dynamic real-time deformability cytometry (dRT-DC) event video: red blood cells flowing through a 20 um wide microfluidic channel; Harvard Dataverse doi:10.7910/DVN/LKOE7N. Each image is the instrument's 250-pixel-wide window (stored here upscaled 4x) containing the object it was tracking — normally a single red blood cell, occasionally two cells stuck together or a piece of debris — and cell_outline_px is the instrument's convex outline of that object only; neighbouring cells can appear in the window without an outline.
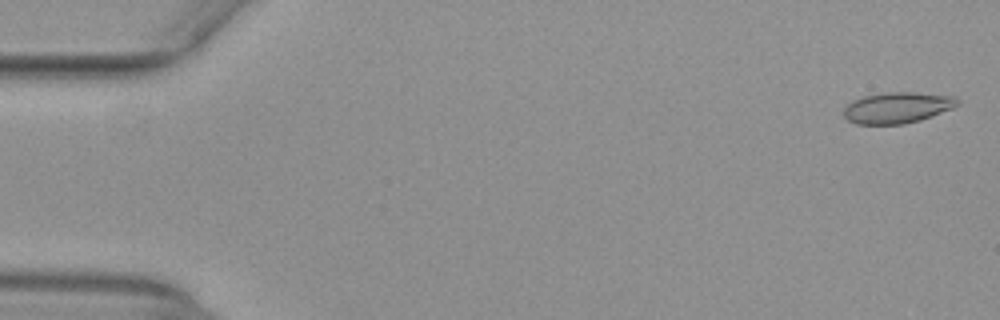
{"species": "common noctule bat (a hibernating species)", "species_latin": "Nyctalus noctula", "temperature_condition": "warm", "stored_images_in_passage": 53, "camera_frame_rate_fps": 3000, "um_per_image_px": 0.085, "animal": {"sex": "female", "body_mass_g": 29.2, "forearm_length_mm": 56.3}, "frame": {"image": 1, "passage_image": 2, "time_ms": 0.333, "image_size_px": [1000, 320], "cell_outline_px": [[960, 104], [952, 108], [932, 116], [920, 120], [904, 124], [856, 124], [848, 120], [844, 116], [844, 108], [852, 100], [864, 96], [884, 92], [916, 92], [956, 96], [960, 100]], "centroid_in_image_um": [76.3, 9.14], "position_along_channel_um": 8.7, "area_um2": 20.75}}
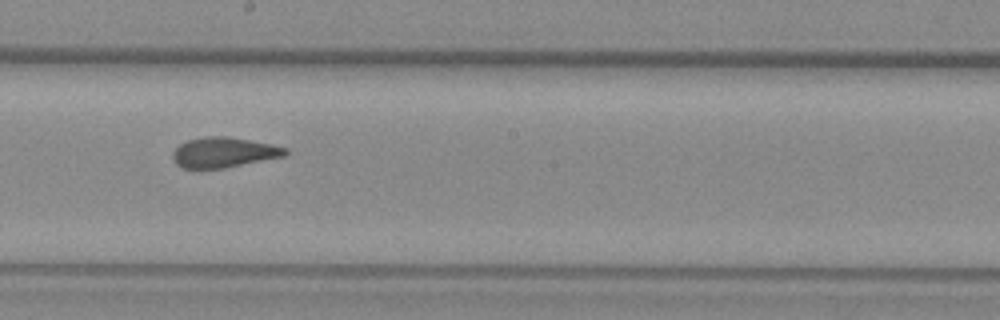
{"frame": {"image": 2, "passage_image": 30, "time_ms": 9.667, "image_size_px": [1000, 320], "cell_outline_px": [[288, 152], [284, 156], [224, 168], [184, 168], [176, 164], [172, 156], [176, 148], [180, 144], [188, 140], [204, 136], [224, 136], [272, 144], [288, 148]], "centroid_in_image_um": [19.02, 12.95], "position_along_channel_um": 229.2, "area_um2": 19.59}}
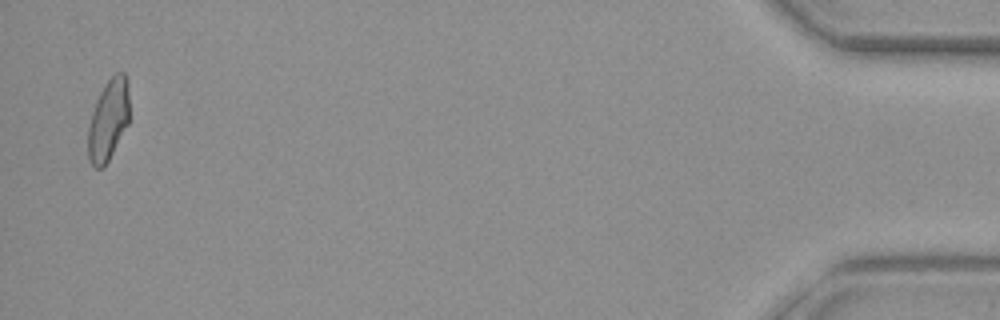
{"frame": {"image": 3, "passage_image": 52, "time_ms": 17.0, "image_size_px": [1000, 320], "cell_outline_px": [[128, 124], [104, 168], [96, 168], [88, 160], [88, 128], [92, 112], [96, 100], [104, 84], [116, 72], [124, 72], [128, 80]], "centroid_in_image_um": [9.2, 10.19], "position_along_channel_um": 426.0, "area_um2": 19.54}, "authors_computed_cell_mechanics": {"area_um2": 20.1722, "velocity_mm_per_s": 3.958, "shape_relaxation_time_tau1_ms": null, "shape_relaxation_time_tau2_ms": 1.4379, "deformation_change_tau1": null, "deformation_change_tau2": 0.0537}}